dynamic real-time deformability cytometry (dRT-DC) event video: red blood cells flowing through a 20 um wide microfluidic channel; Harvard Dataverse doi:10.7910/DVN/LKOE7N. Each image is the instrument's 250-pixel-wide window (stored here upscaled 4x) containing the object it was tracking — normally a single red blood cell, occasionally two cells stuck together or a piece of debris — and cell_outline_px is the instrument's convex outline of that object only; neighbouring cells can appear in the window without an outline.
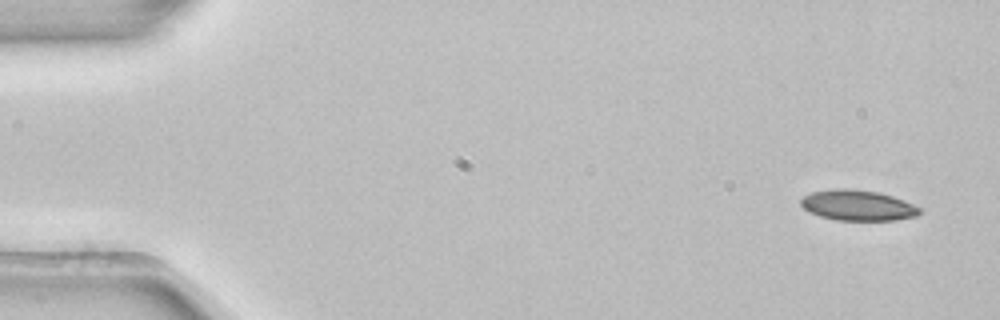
{"species": "common noctule bat (a hibernating species)", "species_latin": "Nyctalus noctula", "temperature_condition": "room temperature", "stored_images_in_passage": 4, "camera_frame_rate_fps": 3000, "um_per_image_px": 0.085, "animal": {"sex": "female", "body_mass_g": 22.7, "forearm_length_mm": 54.2}, "frame": {"image": 1, "passage_image": 1, "time_ms": 0.0, "image_size_px": [1000, 320], "cell_outline_px": [[920, 212], [916, 216], [896, 220], [836, 220], [820, 216], [808, 212], [800, 204], [800, 200], [804, 196], [812, 192], [836, 188], [848, 188], [876, 192], [892, 196], [904, 200], [920, 208]], "centroid_in_image_um": [72.88, 17.45], "position_along_channel_um": 12.1, "area_um2": 21.04}}
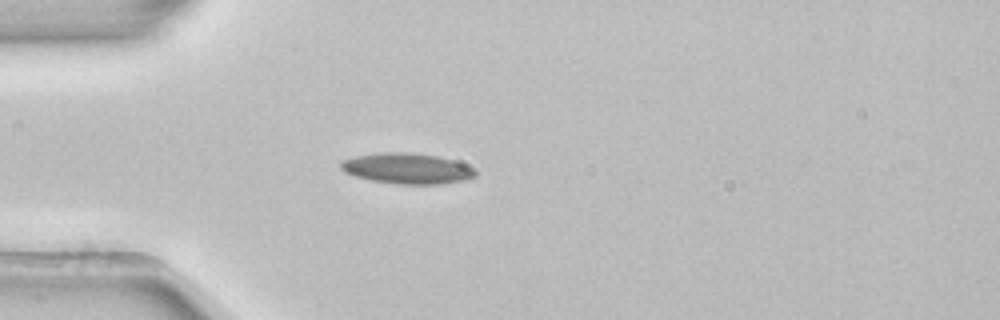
{"frame": {"image": 2, "passage_image": 4, "time_ms": 1.0, "image_size_px": [1000, 320], "cell_outline_px": [[476, 176], [464, 180], [440, 184], [396, 184], [372, 180], [356, 176], [344, 172], [340, 168], [340, 160], [356, 156], [380, 152], [408, 152], [436, 156], [452, 160], [464, 164], [472, 168], [476, 172]], "centroid_in_image_um": [34.56, 14.32], "position_along_channel_um": 50.4, "area_um2": 23.93}}